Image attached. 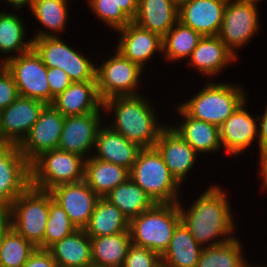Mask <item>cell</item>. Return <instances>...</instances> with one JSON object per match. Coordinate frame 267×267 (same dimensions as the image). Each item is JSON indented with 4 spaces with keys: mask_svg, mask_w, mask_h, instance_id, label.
Here are the masks:
<instances>
[{
    "mask_svg": "<svg viewBox=\"0 0 267 267\" xmlns=\"http://www.w3.org/2000/svg\"><path fill=\"white\" fill-rule=\"evenodd\" d=\"M185 209L178 202L181 222L202 247L223 244L234 238L236 222L225 190L211 185Z\"/></svg>",
    "mask_w": 267,
    "mask_h": 267,
    "instance_id": "obj_1",
    "label": "cell"
},
{
    "mask_svg": "<svg viewBox=\"0 0 267 267\" xmlns=\"http://www.w3.org/2000/svg\"><path fill=\"white\" fill-rule=\"evenodd\" d=\"M103 109L113 117L109 126L141 148H153L160 132L167 126L160 124L156 109L141 93L111 97L103 102Z\"/></svg>",
    "mask_w": 267,
    "mask_h": 267,
    "instance_id": "obj_2",
    "label": "cell"
},
{
    "mask_svg": "<svg viewBox=\"0 0 267 267\" xmlns=\"http://www.w3.org/2000/svg\"><path fill=\"white\" fill-rule=\"evenodd\" d=\"M241 83L214 82L211 78L191 99L178 104L190 117L220 126L245 100Z\"/></svg>",
    "mask_w": 267,
    "mask_h": 267,
    "instance_id": "obj_3",
    "label": "cell"
},
{
    "mask_svg": "<svg viewBox=\"0 0 267 267\" xmlns=\"http://www.w3.org/2000/svg\"><path fill=\"white\" fill-rule=\"evenodd\" d=\"M129 178L141 187L155 204L178 203L181 200V184L169 172L162 156L153 148H143Z\"/></svg>",
    "mask_w": 267,
    "mask_h": 267,
    "instance_id": "obj_4",
    "label": "cell"
},
{
    "mask_svg": "<svg viewBox=\"0 0 267 267\" xmlns=\"http://www.w3.org/2000/svg\"><path fill=\"white\" fill-rule=\"evenodd\" d=\"M180 222L178 203L155 204L150 210L130 220L132 244L149 248L162 256Z\"/></svg>",
    "mask_w": 267,
    "mask_h": 267,
    "instance_id": "obj_5",
    "label": "cell"
},
{
    "mask_svg": "<svg viewBox=\"0 0 267 267\" xmlns=\"http://www.w3.org/2000/svg\"><path fill=\"white\" fill-rule=\"evenodd\" d=\"M48 216L49 191L30 185L11 203V227L38 249H43Z\"/></svg>",
    "mask_w": 267,
    "mask_h": 267,
    "instance_id": "obj_6",
    "label": "cell"
},
{
    "mask_svg": "<svg viewBox=\"0 0 267 267\" xmlns=\"http://www.w3.org/2000/svg\"><path fill=\"white\" fill-rule=\"evenodd\" d=\"M85 158L60 149L47 151L31 164V186L50 191L62 184L84 180Z\"/></svg>",
    "mask_w": 267,
    "mask_h": 267,
    "instance_id": "obj_7",
    "label": "cell"
},
{
    "mask_svg": "<svg viewBox=\"0 0 267 267\" xmlns=\"http://www.w3.org/2000/svg\"><path fill=\"white\" fill-rule=\"evenodd\" d=\"M57 37L33 39V49L47 68H60L72 82L96 81V65L91 58L79 53Z\"/></svg>",
    "mask_w": 267,
    "mask_h": 267,
    "instance_id": "obj_8",
    "label": "cell"
},
{
    "mask_svg": "<svg viewBox=\"0 0 267 267\" xmlns=\"http://www.w3.org/2000/svg\"><path fill=\"white\" fill-rule=\"evenodd\" d=\"M108 57L96 65L97 90L101 100L104 102L116 96L140 95L139 83L145 69L117 50Z\"/></svg>",
    "mask_w": 267,
    "mask_h": 267,
    "instance_id": "obj_9",
    "label": "cell"
},
{
    "mask_svg": "<svg viewBox=\"0 0 267 267\" xmlns=\"http://www.w3.org/2000/svg\"><path fill=\"white\" fill-rule=\"evenodd\" d=\"M257 5L253 2L227 0L217 36L236 58L239 57L237 50L251 42L261 29Z\"/></svg>",
    "mask_w": 267,
    "mask_h": 267,
    "instance_id": "obj_10",
    "label": "cell"
},
{
    "mask_svg": "<svg viewBox=\"0 0 267 267\" xmlns=\"http://www.w3.org/2000/svg\"><path fill=\"white\" fill-rule=\"evenodd\" d=\"M7 70L14 77L19 96L51 104L47 67L33 48L29 52L9 58Z\"/></svg>",
    "mask_w": 267,
    "mask_h": 267,
    "instance_id": "obj_11",
    "label": "cell"
},
{
    "mask_svg": "<svg viewBox=\"0 0 267 267\" xmlns=\"http://www.w3.org/2000/svg\"><path fill=\"white\" fill-rule=\"evenodd\" d=\"M64 118L52 104L44 106L38 120L19 145L22 155L30 164L42 153L58 149Z\"/></svg>",
    "mask_w": 267,
    "mask_h": 267,
    "instance_id": "obj_12",
    "label": "cell"
},
{
    "mask_svg": "<svg viewBox=\"0 0 267 267\" xmlns=\"http://www.w3.org/2000/svg\"><path fill=\"white\" fill-rule=\"evenodd\" d=\"M102 114L91 112L65 117L58 149L88 159L93 153L98 131L104 124Z\"/></svg>",
    "mask_w": 267,
    "mask_h": 267,
    "instance_id": "obj_13",
    "label": "cell"
},
{
    "mask_svg": "<svg viewBox=\"0 0 267 267\" xmlns=\"http://www.w3.org/2000/svg\"><path fill=\"white\" fill-rule=\"evenodd\" d=\"M248 101L245 100L219 126L221 146L234 157L241 155L255 140L258 141V119L246 109Z\"/></svg>",
    "mask_w": 267,
    "mask_h": 267,
    "instance_id": "obj_14",
    "label": "cell"
},
{
    "mask_svg": "<svg viewBox=\"0 0 267 267\" xmlns=\"http://www.w3.org/2000/svg\"><path fill=\"white\" fill-rule=\"evenodd\" d=\"M154 148L164 160L169 172L183 185L187 175L194 170L198 154L195 150L169 125L159 134Z\"/></svg>",
    "mask_w": 267,
    "mask_h": 267,
    "instance_id": "obj_15",
    "label": "cell"
},
{
    "mask_svg": "<svg viewBox=\"0 0 267 267\" xmlns=\"http://www.w3.org/2000/svg\"><path fill=\"white\" fill-rule=\"evenodd\" d=\"M50 193L53 200L64 209L70 221L78 229H84L88 224L95 205L100 199L84 180L58 185L51 189Z\"/></svg>",
    "mask_w": 267,
    "mask_h": 267,
    "instance_id": "obj_16",
    "label": "cell"
},
{
    "mask_svg": "<svg viewBox=\"0 0 267 267\" xmlns=\"http://www.w3.org/2000/svg\"><path fill=\"white\" fill-rule=\"evenodd\" d=\"M31 185L30 163L19 145L0 147V193L10 202Z\"/></svg>",
    "mask_w": 267,
    "mask_h": 267,
    "instance_id": "obj_17",
    "label": "cell"
},
{
    "mask_svg": "<svg viewBox=\"0 0 267 267\" xmlns=\"http://www.w3.org/2000/svg\"><path fill=\"white\" fill-rule=\"evenodd\" d=\"M227 0H182L178 21L202 36L219 33Z\"/></svg>",
    "mask_w": 267,
    "mask_h": 267,
    "instance_id": "obj_18",
    "label": "cell"
},
{
    "mask_svg": "<svg viewBox=\"0 0 267 267\" xmlns=\"http://www.w3.org/2000/svg\"><path fill=\"white\" fill-rule=\"evenodd\" d=\"M45 105L42 101L19 96L0 111L1 127L5 138L11 144L20 145L38 120Z\"/></svg>",
    "mask_w": 267,
    "mask_h": 267,
    "instance_id": "obj_19",
    "label": "cell"
},
{
    "mask_svg": "<svg viewBox=\"0 0 267 267\" xmlns=\"http://www.w3.org/2000/svg\"><path fill=\"white\" fill-rule=\"evenodd\" d=\"M115 32L119 34L115 50L143 69H145L147 61L149 62L154 57L153 55L163 52L162 38L158 34L140 27L133 21Z\"/></svg>",
    "mask_w": 267,
    "mask_h": 267,
    "instance_id": "obj_20",
    "label": "cell"
},
{
    "mask_svg": "<svg viewBox=\"0 0 267 267\" xmlns=\"http://www.w3.org/2000/svg\"><path fill=\"white\" fill-rule=\"evenodd\" d=\"M106 125H102L98 131L92 156L130 170L143 148Z\"/></svg>",
    "mask_w": 267,
    "mask_h": 267,
    "instance_id": "obj_21",
    "label": "cell"
},
{
    "mask_svg": "<svg viewBox=\"0 0 267 267\" xmlns=\"http://www.w3.org/2000/svg\"><path fill=\"white\" fill-rule=\"evenodd\" d=\"M237 60L238 58L217 35L203 36L187 60V64L209 79V77H218L217 74H220L228 65Z\"/></svg>",
    "mask_w": 267,
    "mask_h": 267,
    "instance_id": "obj_22",
    "label": "cell"
},
{
    "mask_svg": "<svg viewBox=\"0 0 267 267\" xmlns=\"http://www.w3.org/2000/svg\"><path fill=\"white\" fill-rule=\"evenodd\" d=\"M52 105L64 117L104 112L96 81L72 82L54 98Z\"/></svg>",
    "mask_w": 267,
    "mask_h": 267,
    "instance_id": "obj_23",
    "label": "cell"
},
{
    "mask_svg": "<svg viewBox=\"0 0 267 267\" xmlns=\"http://www.w3.org/2000/svg\"><path fill=\"white\" fill-rule=\"evenodd\" d=\"M176 113L181 123L169 124L199 155L215 153L221 150L219 126L190 117L178 104Z\"/></svg>",
    "mask_w": 267,
    "mask_h": 267,
    "instance_id": "obj_24",
    "label": "cell"
},
{
    "mask_svg": "<svg viewBox=\"0 0 267 267\" xmlns=\"http://www.w3.org/2000/svg\"><path fill=\"white\" fill-rule=\"evenodd\" d=\"M178 14L176 0H138L133 22L163 38L178 21Z\"/></svg>",
    "mask_w": 267,
    "mask_h": 267,
    "instance_id": "obj_25",
    "label": "cell"
},
{
    "mask_svg": "<svg viewBox=\"0 0 267 267\" xmlns=\"http://www.w3.org/2000/svg\"><path fill=\"white\" fill-rule=\"evenodd\" d=\"M56 263L66 267H91V238L84 229H77L72 234L55 242L47 249Z\"/></svg>",
    "mask_w": 267,
    "mask_h": 267,
    "instance_id": "obj_26",
    "label": "cell"
},
{
    "mask_svg": "<svg viewBox=\"0 0 267 267\" xmlns=\"http://www.w3.org/2000/svg\"><path fill=\"white\" fill-rule=\"evenodd\" d=\"M129 179V170L124 166L105 162L90 156L85 160L84 181L100 197Z\"/></svg>",
    "mask_w": 267,
    "mask_h": 267,
    "instance_id": "obj_27",
    "label": "cell"
},
{
    "mask_svg": "<svg viewBox=\"0 0 267 267\" xmlns=\"http://www.w3.org/2000/svg\"><path fill=\"white\" fill-rule=\"evenodd\" d=\"M70 3L72 0H38L34 2L30 13L36 18L34 20H37L44 28L36 30L32 39L60 36L59 34L64 32L68 26Z\"/></svg>",
    "mask_w": 267,
    "mask_h": 267,
    "instance_id": "obj_28",
    "label": "cell"
},
{
    "mask_svg": "<svg viewBox=\"0 0 267 267\" xmlns=\"http://www.w3.org/2000/svg\"><path fill=\"white\" fill-rule=\"evenodd\" d=\"M203 247L197 243L185 225L174 229L169 246L161 256L163 267H196Z\"/></svg>",
    "mask_w": 267,
    "mask_h": 267,
    "instance_id": "obj_29",
    "label": "cell"
},
{
    "mask_svg": "<svg viewBox=\"0 0 267 267\" xmlns=\"http://www.w3.org/2000/svg\"><path fill=\"white\" fill-rule=\"evenodd\" d=\"M131 244L130 231L91 238L92 264L102 267H123Z\"/></svg>",
    "mask_w": 267,
    "mask_h": 267,
    "instance_id": "obj_30",
    "label": "cell"
},
{
    "mask_svg": "<svg viewBox=\"0 0 267 267\" xmlns=\"http://www.w3.org/2000/svg\"><path fill=\"white\" fill-rule=\"evenodd\" d=\"M12 11L0 12V52L6 55L7 60L29 52L33 47V39H26L27 31L24 19Z\"/></svg>",
    "mask_w": 267,
    "mask_h": 267,
    "instance_id": "obj_31",
    "label": "cell"
},
{
    "mask_svg": "<svg viewBox=\"0 0 267 267\" xmlns=\"http://www.w3.org/2000/svg\"><path fill=\"white\" fill-rule=\"evenodd\" d=\"M130 220L105 198H100L84 231L90 237L114 235L129 230Z\"/></svg>",
    "mask_w": 267,
    "mask_h": 267,
    "instance_id": "obj_32",
    "label": "cell"
},
{
    "mask_svg": "<svg viewBox=\"0 0 267 267\" xmlns=\"http://www.w3.org/2000/svg\"><path fill=\"white\" fill-rule=\"evenodd\" d=\"M104 198L115 205L129 220L155 205L147 193L130 178L112 189Z\"/></svg>",
    "mask_w": 267,
    "mask_h": 267,
    "instance_id": "obj_33",
    "label": "cell"
},
{
    "mask_svg": "<svg viewBox=\"0 0 267 267\" xmlns=\"http://www.w3.org/2000/svg\"><path fill=\"white\" fill-rule=\"evenodd\" d=\"M202 37L200 33L177 21L162 38L164 62L188 60Z\"/></svg>",
    "mask_w": 267,
    "mask_h": 267,
    "instance_id": "obj_34",
    "label": "cell"
},
{
    "mask_svg": "<svg viewBox=\"0 0 267 267\" xmlns=\"http://www.w3.org/2000/svg\"><path fill=\"white\" fill-rule=\"evenodd\" d=\"M240 242L234 237L223 244L203 247L196 267H245L248 262Z\"/></svg>",
    "mask_w": 267,
    "mask_h": 267,
    "instance_id": "obj_35",
    "label": "cell"
},
{
    "mask_svg": "<svg viewBox=\"0 0 267 267\" xmlns=\"http://www.w3.org/2000/svg\"><path fill=\"white\" fill-rule=\"evenodd\" d=\"M36 247L10 227L0 245V267H23Z\"/></svg>",
    "mask_w": 267,
    "mask_h": 267,
    "instance_id": "obj_36",
    "label": "cell"
},
{
    "mask_svg": "<svg viewBox=\"0 0 267 267\" xmlns=\"http://www.w3.org/2000/svg\"><path fill=\"white\" fill-rule=\"evenodd\" d=\"M78 228L70 221L64 209L53 200L49 191V216L43 238V249L72 234Z\"/></svg>",
    "mask_w": 267,
    "mask_h": 267,
    "instance_id": "obj_37",
    "label": "cell"
},
{
    "mask_svg": "<svg viewBox=\"0 0 267 267\" xmlns=\"http://www.w3.org/2000/svg\"><path fill=\"white\" fill-rule=\"evenodd\" d=\"M86 3L92 14L110 30L116 31L132 22L114 0H87Z\"/></svg>",
    "mask_w": 267,
    "mask_h": 267,
    "instance_id": "obj_38",
    "label": "cell"
},
{
    "mask_svg": "<svg viewBox=\"0 0 267 267\" xmlns=\"http://www.w3.org/2000/svg\"><path fill=\"white\" fill-rule=\"evenodd\" d=\"M123 267H162L161 256L149 248L131 244Z\"/></svg>",
    "mask_w": 267,
    "mask_h": 267,
    "instance_id": "obj_39",
    "label": "cell"
},
{
    "mask_svg": "<svg viewBox=\"0 0 267 267\" xmlns=\"http://www.w3.org/2000/svg\"><path fill=\"white\" fill-rule=\"evenodd\" d=\"M19 97L12 74L6 69L0 72V111L8 107Z\"/></svg>",
    "mask_w": 267,
    "mask_h": 267,
    "instance_id": "obj_40",
    "label": "cell"
},
{
    "mask_svg": "<svg viewBox=\"0 0 267 267\" xmlns=\"http://www.w3.org/2000/svg\"><path fill=\"white\" fill-rule=\"evenodd\" d=\"M47 81L51 93V104L54 98L67 89L72 80L68 74L60 68H47Z\"/></svg>",
    "mask_w": 267,
    "mask_h": 267,
    "instance_id": "obj_41",
    "label": "cell"
},
{
    "mask_svg": "<svg viewBox=\"0 0 267 267\" xmlns=\"http://www.w3.org/2000/svg\"><path fill=\"white\" fill-rule=\"evenodd\" d=\"M23 267H58V264L47 249L36 248Z\"/></svg>",
    "mask_w": 267,
    "mask_h": 267,
    "instance_id": "obj_42",
    "label": "cell"
},
{
    "mask_svg": "<svg viewBox=\"0 0 267 267\" xmlns=\"http://www.w3.org/2000/svg\"><path fill=\"white\" fill-rule=\"evenodd\" d=\"M265 111L258 115V152L264 151L267 149V105L264 109Z\"/></svg>",
    "mask_w": 267,
    "mask_h": 267,
    "instance_id": "obj_43",
    "label": "cell"
},
{
    "mask_svg": "<svg viewBox=\"0 0 267 267\" xmlns=\"http://www.w3.org/2000/svg\"><path fill=\"white\" fill-rule=\"evenodd\" d=\"M117 6L133 21L138 10V0H114Z\"/></svg>",
    "mask_w": 267,
    "mask_h": 267,
    "instance_id": "obj_44",
    "label": "cell"
},
{
    "mask_svg": "<svg viewBox=\"0 0 267 267\" xmlns=\"http://www.w3.org/2000/svg\"><path fill=\"white\" fill-rule=\"evenodd\" d=\"M259 175L262 178L261 188L267 190V149L259 152Z\"/></svg>",
    "mask_w": 267,
    "mask_h": 267,
    "instance_id": "obj_45",
    "label": "cell"
},
{
    "mask_svg": "<svg viewBox=\"0 0 267 267\" xmlns=\"http://www.w3.org/2000/svg\"><path fill=\"white\" fill-rule=\"evenodd\" d=\"M6 2V4H9L12 8H14L13 10L16 12L21 11L20 9L24 8V6H29L28 9H31L32 7V2L31 0H4Z\"/></svg>",
    "mask_w": 267,
    "mask_h": 267,
    "instance_id": "obj_46",
    "label": "cell"
},
{
    "mask_svg": "<svg viewBox=\"0 0 267 267\" xmlns=\"http://www.w3.org/2000/svg\"><path fill=\"white\" fill-rule=\"evenodd\" d=\"M11 227L9 215L0 214V245L6 231Z\"/></svg>",
    "mask_w": 267,
    "mask_h": 267,
    "instance_id": "obj_47",
    "label": "cell"
},
{
    "mask_svg": "<svg viewBox=\"0 0 267 267\" xmlns=\"http://www.w3.org/2000/svg\"><path fill=\"white\" fill-rule=\"evenodd\" d=\"M11 203L0 193V214L9 215Z\"/></svg>",
    "mask_w": 267,
    "mask_h": 267,
    "instance_id": "obj_48",
    "label": "cell"
},
{
    "mask_svg": "<svg viewBox=\"0 0 267 267\" xmlns=\"http://www.w3.org/2000/svg\"><path fill=\"white\" fill-rule=\"evenodd\" d=\"M11 143L5 138L4 133L1 127V118H0V147L10 145Z\"/></svg>",
    "mask_w": 267,
    "mask_h": 267,
    "instance_id": "obj_49",
    "label": "cell"
},
{
    "mask_svg": "<svg viewBox=\"0 0 267 267\" xmlns=\"http://www.w3.org/2000/svg\"><path fill=\"white\" fill-rule=\"evenodd\" d=\"M7 63H8V60L6 59V57L3 55H0V72L7 69Z\"/></svg>",
    "mask_w": 267,
    "mask_h": 267,
    "instance_id": "obj_50",
    "label": "cell"
},
{
    "mask_svg": "<svg viewBox=\"0 0 267 267\" xmlns=\"http://www.w3.org/2000/svg\"><path fill=\"white\" fill-rule=\"evenodd\" d=\"M235 1H243V2H253V3H259L262 1V0H235Z\"/></svg>",
    "mask_w": 267,
    "mask_h": 267,
    "instance_id": "obj_51",
    "label": "cell"
},
{
    "mask_svg": "<svg viewBox=\"0 0 267 267\" xmlns=\"http://www.w3.org/2000/svg\"><path fill=\"white\" fill-rule=\"evenodd\" d=\"M249 263H250V262H248V263L246 264L245 267H263L262 265H261V266H258V265H257V266H255V265H250ZM264 267H266V266H264Z\"/></svg>",
    "mask_w": 267,
    "mask_h": 267,
    "instance_id": "obj_52",
    "label": "cell"
}]
</instances>
